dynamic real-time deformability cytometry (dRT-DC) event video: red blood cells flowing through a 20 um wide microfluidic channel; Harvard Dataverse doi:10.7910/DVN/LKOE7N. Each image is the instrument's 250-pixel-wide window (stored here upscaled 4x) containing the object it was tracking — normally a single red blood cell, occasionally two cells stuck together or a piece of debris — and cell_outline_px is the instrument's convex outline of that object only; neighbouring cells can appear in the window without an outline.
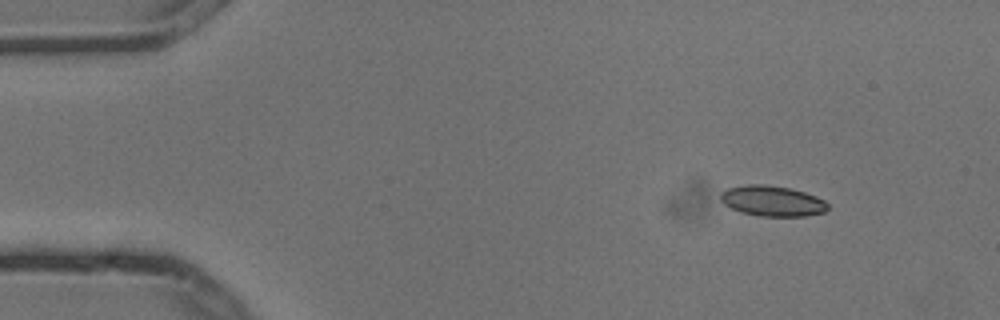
{"species": "common noctule bat (a hibernating species)", "species_latin": "Nyctalus noctula", "temperature_condition": "cold", "stored_images_in_passage": 3, "camera_frame_rate_fps": 3000, "um_per_image_px": 0.085, "animal": {"sex": "male", "body_mass_g": 13.3}, "frame": {"image": 1, "passage_image": 1, "time_ms": 0.0, "image_size_px": [1000, 320], "cell_outline_px": [[828, 208], [824, 212], [804, 216], [760, 216], [740, 212], [724, 204], [720, 200], [720, 192], [728, 188], [748, 184], [764, 184], [792, 188], [816, 196], [824, 200], [828, 204]], "centroid_in_image_um": [65.63, 17.07], "position_along_channel_um": 19.4, "area_um2": 19.13}}
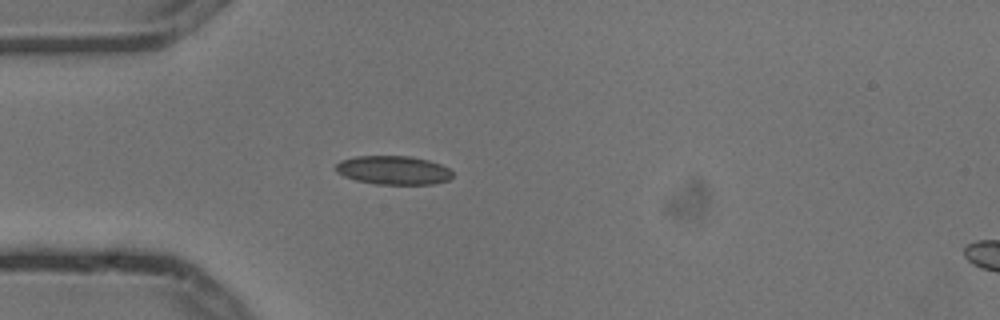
{"frame": {"image": 2, "passage_image": 3, "time_ms": 0.667, "image_size_px": [1000, 320], "cell_outline_px": [[452, 176], [448, 180], [436, 184], [376, 184], [356, 180], [344, 176], [336, 172], [332, 168], [340, 160], [356, 156], [408, 156], [428, 160], [440, 164], [448, 168], [452, 172]], "centroid_in_image_um": [33.4, 14.46], "position_along_channel_um": 51.6, "area_um2": 19.65}}